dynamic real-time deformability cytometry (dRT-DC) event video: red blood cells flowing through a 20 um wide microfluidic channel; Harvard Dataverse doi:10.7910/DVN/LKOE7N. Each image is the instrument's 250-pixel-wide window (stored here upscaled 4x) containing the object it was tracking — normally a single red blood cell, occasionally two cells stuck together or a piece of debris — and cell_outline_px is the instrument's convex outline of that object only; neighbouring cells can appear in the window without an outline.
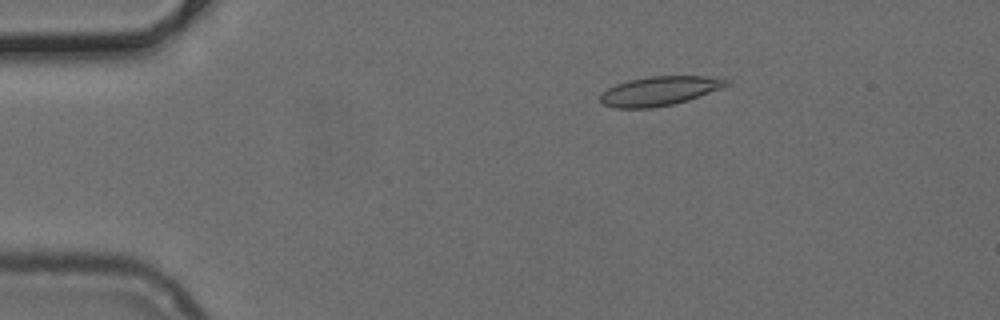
{"species": "common noctule bat (a hibernating species)", "species_latin": "Nyctalus noctula", "temperature_condition": "cold", "stored_images_in_passage": 51, "camera_frame_rate_fps": 3000, "um_per_image_px": 0.085, "animal": {"sex": "female", "body_mass_g": 24.6, "forearm_length_mm": 56.2}, "frame": {"image": 1, "passage_image": 9, "time_ms": 2.667, "image_size_px": [1000, 320], "cell_outline_px": [[732, 84], [688, 100], [672, 104], [652, 108], [616, 108], [604, 104], [600, 100], [600, 96], [608, 88], [616, 84], [628, 80], [652, 76], [724, 76], [732, 80]], "centroid_in_image_um": [56.15, 7.71], "position_along_channel_um": 28.8, "area_um2": 21.62}}
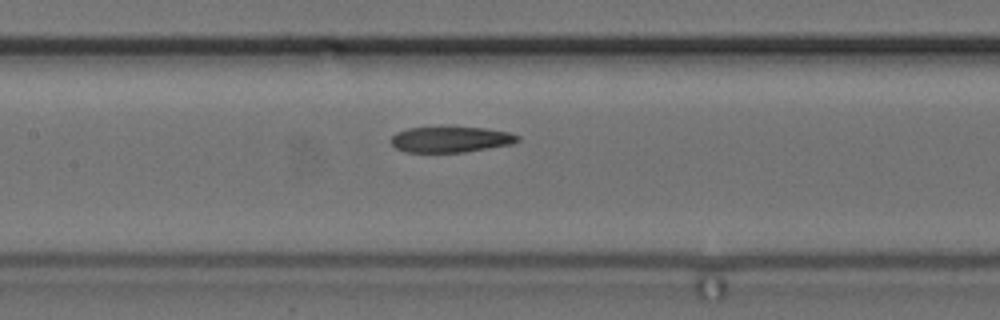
{"frame": {"image": 2, "passage_image": 24, "time_ms": 7.667, "image_size_px": [1000, 320], "cell_outline_px": [[520, 140], [512, 144], [464, 152], [404, 152], [396, 148], [392, 144], [392, 136], [396, 132], [408, 128], [484, 128], [508, 132], [520, 136]], "centroid_in_image_um": [38.31, 11.86], "position_along_channel_um": 169.1, "area_um2": 18.73}}
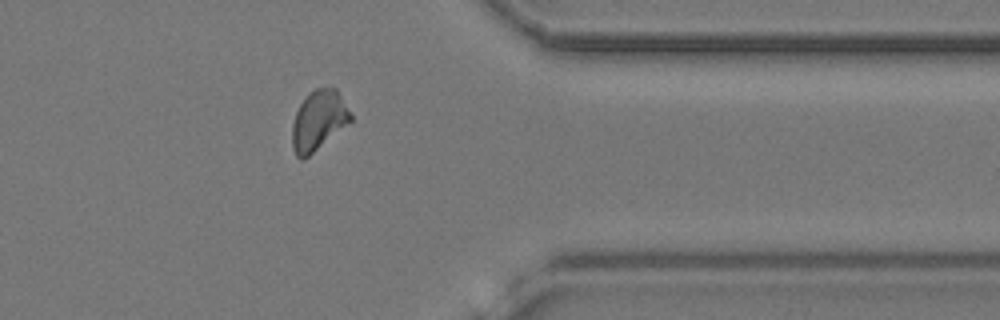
{"frame": {"image": 3, "passage_image": 41, "time_ms": 13.333, "image_size_px": [1000, 320], "cell_outline_px": [[352, 120], [304, 160], [300, 160], [296, 156], [292, 148], [292, 124], [296, 112], [300, 104], [308, 92], [316, 88], [336, 88], [352, 116]], "centroid_in_image_um": [27.04, 10.25], "position_along_channel_um": 384.4, "area_um2": 20.23}}